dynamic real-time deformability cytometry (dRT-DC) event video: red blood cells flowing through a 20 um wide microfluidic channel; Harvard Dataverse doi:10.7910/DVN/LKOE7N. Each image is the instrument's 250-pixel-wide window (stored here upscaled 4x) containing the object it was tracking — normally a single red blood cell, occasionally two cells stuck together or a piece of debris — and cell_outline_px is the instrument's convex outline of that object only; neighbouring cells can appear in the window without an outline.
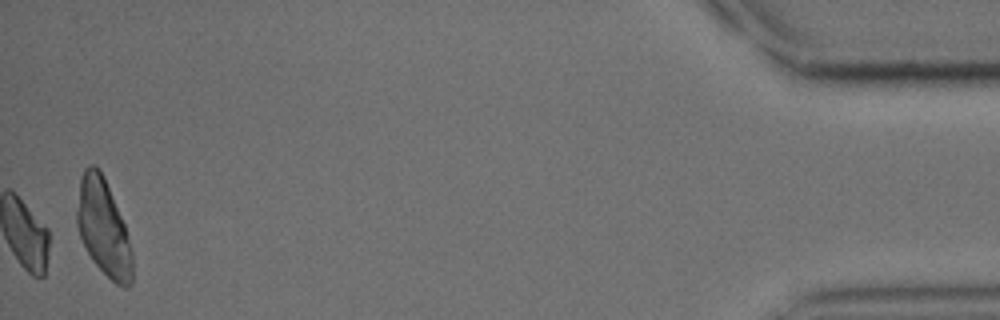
{"species": "common noctule bat (a hibernating species)", "species_latin": "Nyctalus noctula", "temperature_condition": "cold", "stored_images_in_passage": 45, "camera_frame_rate_fps": 3000, "um_per_image_px": 0.085, "animal": {"sex": "male", "body_mass_g": 15.6}, "frame": {"image": 1, "passage_image": 45, "time_ms": 14.667, "image_size_px": [1000, 320], "cell_outline_px": [[132, 284], [128, 288], [124, 288], [116, 284], [92, 260], [80, 236], [76, 224], [76, 212], [80, 176], [84, 168], [88, 164], [96, 164], [100, 168], [104, 176], [124, 224], [132, 252]], "centroid_in_image_um": [8.77, 19.31], "position_along_channel_um": 426.4, "area_um2": 31.15}}